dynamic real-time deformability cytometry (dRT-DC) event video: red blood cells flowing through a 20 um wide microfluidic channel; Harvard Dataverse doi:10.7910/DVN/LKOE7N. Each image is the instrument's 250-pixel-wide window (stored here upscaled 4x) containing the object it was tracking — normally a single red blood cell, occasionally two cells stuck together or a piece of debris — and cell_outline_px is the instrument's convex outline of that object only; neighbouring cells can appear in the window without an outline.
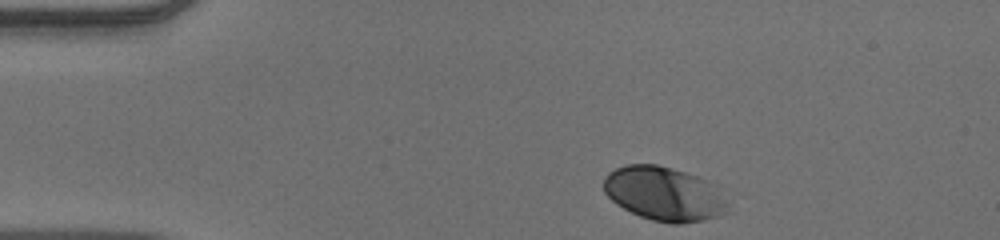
{"species": "human", "species_latin": "Homo sapiens", "temperature_condition": "warm", "stored_images_in_passage": 37, "camera_frame_rate_fps": 3000, "um_per_image_px": 0.085, "donor": {"sex": "male"}, "frame": {"image": 1, "passage_image": 1, "time_ms": 0.0, "image_size_px": [1000, 240], "cell_outline_px": [[740, 192], [732, 212], [720, 216], [704, 220], [680, 224], [668, 224], [652, 220], [640, 216], [616, 204], [604, 192], [604, 176], [608, 172], [624, 164], [656, 164], [672, 168], [708, 180]], "centroid_in_image_um": [56.76, 16.49], "position_along_channel_um": 28.2, "area_um2": 41.67}}
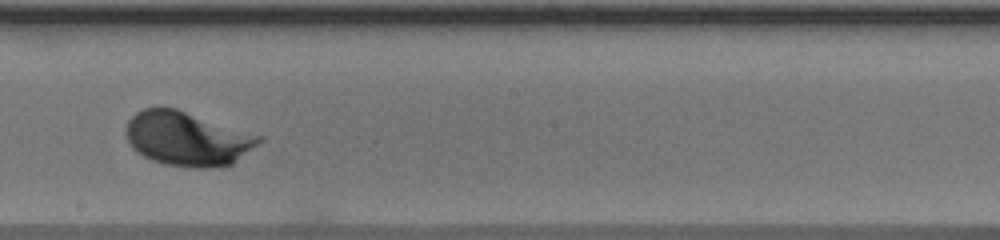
{"frame": {"image": 2, "passage_image": 22, "time_ms": 7.0, "image_size_px": [1000, 240], "cell_outline_px": [[264, 140], [232, 164], [212, 168], [192, 168], [164, 164], [152, 160], [136, 152], [132, 148], [124, 132], [128, 120], [136, 112], [144, 108], [176, 108], [264, 136]], "centroid_in_image_um": [15.93, 11.79], "position_along_channel_um": 232.3, "area_um2": 42.25}}
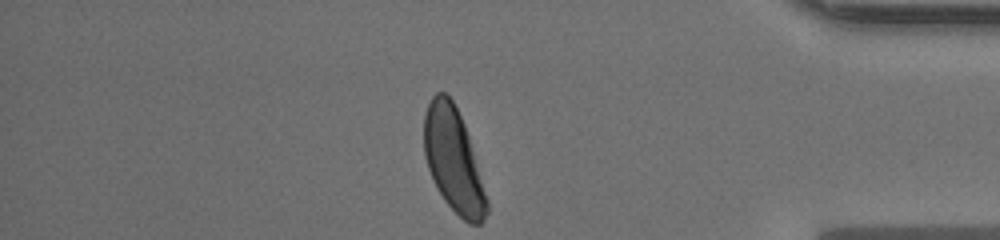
{"frame": {"image": 3, "passage_image": 37, "time_ms": 12.0, "image_size_px": [1000, 240], "cell_outline_px": [[488, 212], [484, 220], [480, 224], [468, 224], [444, 200], [428, 168], [424, 156], [424, 116], [428, 104], [432, 96], [436, 92], [444, 92], [452, 100], [464, 124], [468, 136], [488, 200]], "centroid_in_image_um": [38.54, 13.62], "position_along_channel_um": 396.7, "area_um2": 37.4}}